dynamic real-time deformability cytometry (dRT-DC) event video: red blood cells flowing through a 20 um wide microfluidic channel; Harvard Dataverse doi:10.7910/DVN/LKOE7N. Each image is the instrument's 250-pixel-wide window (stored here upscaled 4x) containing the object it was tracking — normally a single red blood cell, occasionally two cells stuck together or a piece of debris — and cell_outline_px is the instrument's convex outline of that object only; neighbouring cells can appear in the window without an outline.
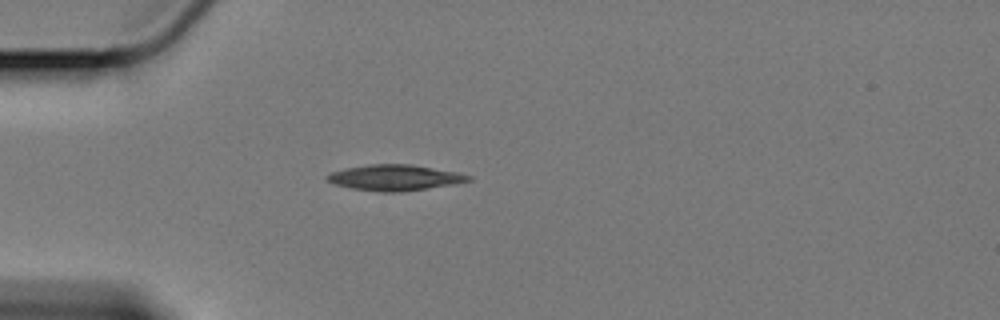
{"species": "Egyptian fruit bat (a non-hibernating species)", "species_latin": "Rousettus aegyptiacus", "temperature_condition": "cold", "stored_images_in_passage": 36, "camera_frame_rate_fps": 3000, "um_per_image_px": 0.085, "animal": {"sex": "female"}, "frame": {"image": 1, "passage_image": 1, "time_ms": 0.0, "image_size_px": [1000, 320], "cell_outline_px": [[472, 180], [456, 184], [404, 192], [376, 192], [352, 188], [332, 184], [324, 176], [332, 172], [348, 168], [372, 164], [408, 164], [456, 172], [472, 176]], "centroid_in_image_um": [33.57, 15.12], "position_along_channel_um": 51.4, "area_um2": 21.21}}
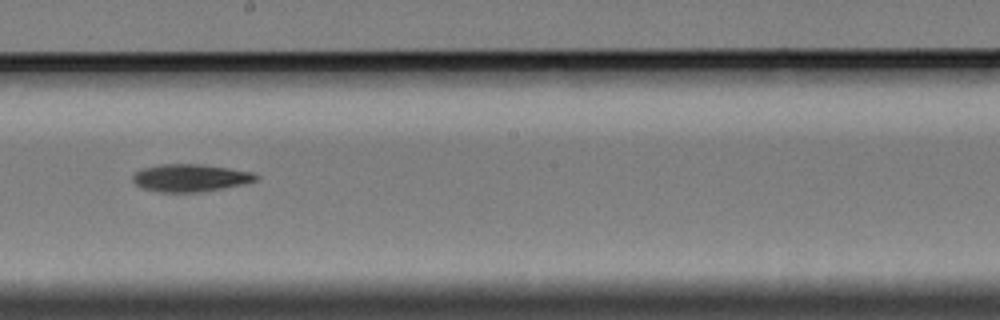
{"frame": {"image": 2, "passage_image": 18, "time_ms": 5.667, "image_size_px": [1000, 320], "cell_outline_px": [[260, 176], [256, 180], [240, 184], [200, 192], [160, 192], [144, 188], [136, 184], [132, 180], [132, 176], [136, 172], [144, 168], [164, 164], [200, 164], [228, 168], [252, 172]], "centroid_in_image_um": [16.16, 15.11], "position_along_channel_um": 232.0, "area_um2": 19.36}}
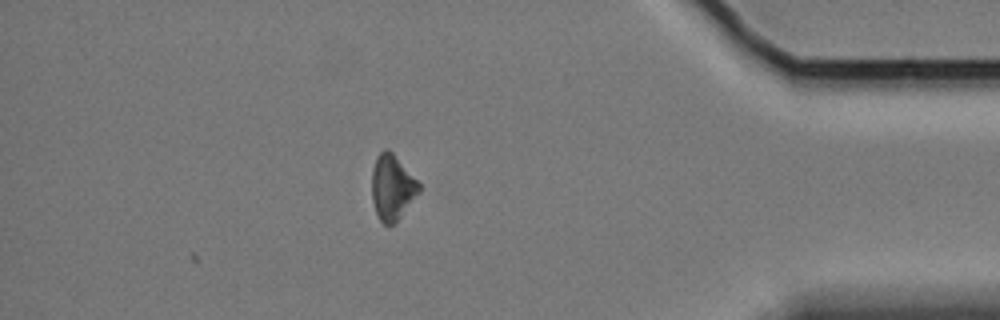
{"frame": {"image": 3, "passage_image": 36, "time_ms": 11.667, "image_size_px": [1000, 320], "cell_outline_px": [[420, 192], [396, 224], [384, 224], [380, 220], [376, 212], [372, 200], [372, 168], [376, 156], [384, 148], [388, 148], [392, 152], [420, 184]], "centroid_in_image_um": [33.33, 15.94], "position_along_channel_um": 401.9, "area_um2": 18.03}, "authors_computed_cell_mechanics": {"area_um2": 19.074, "velocity_mm_per_s": 3.3878, "shape_relaxation_time_tau1_ms": 7.3066, "shape_relaxation_time_tau2_ms": null, "deformation_change_tau1": 0.1369, "deformation_change_tau2": null}}